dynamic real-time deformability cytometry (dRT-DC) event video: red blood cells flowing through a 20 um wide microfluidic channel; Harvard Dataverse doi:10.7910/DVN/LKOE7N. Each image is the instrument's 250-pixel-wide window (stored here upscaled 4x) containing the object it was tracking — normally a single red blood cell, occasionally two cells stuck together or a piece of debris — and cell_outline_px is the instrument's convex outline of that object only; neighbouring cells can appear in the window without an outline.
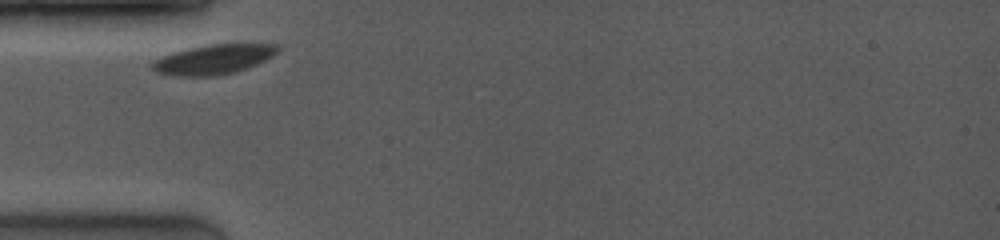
{"species": "common noctule bat (a hibernating species)", "species_latin": "Nyctalus noctula", "temperature_condition": "room temperature", "stored_images_in_passage": 12, "camera_frame_rate_fps": 4000, "um_per_image_px": 0.085, "animal": {"sex": "female", "body_mass_g": 19.0, "forearm_length_mm": 53.3}, "frame": {"image": 1, "passage_image": 1, "time_ms": 0.0, "image_size_px": [1000, 240], "cell_outline_px": [[280, 48], [272, 56], [256, 64], [236, 72], [216, 76], [176, 76], [156, 72], [148, 64], [152, 60], [160, 56], [172, 52], [188, 48], [208, 44], [280, 44]], "centroid_in_image_um": [18.08, 5.05], "position_along_channel_um": 66.9, "area_um2": 21.91}}
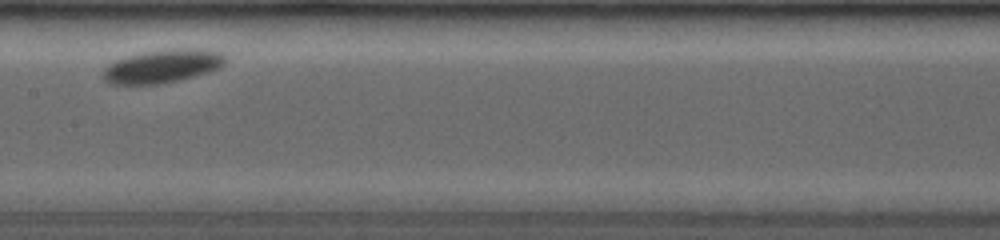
{"frame": {"image": 2, "passage_image": 7, "time_ms": 3.5, "image_size_px": [1000, 240], "cell_outline_px": [[228, 60], [224, 64], [208, 72], [180, 80], [164, 84], [108, 84], [104, 80], [104, 68], [108, 64], [116, 60], [128, 56], [144, 52], [192, 48], [224, 52], [228, 56]], "centroid_in_image_um": [13.85, 5.64], "position_along_channel_um": 193.6, "area_um2": 23.64}}
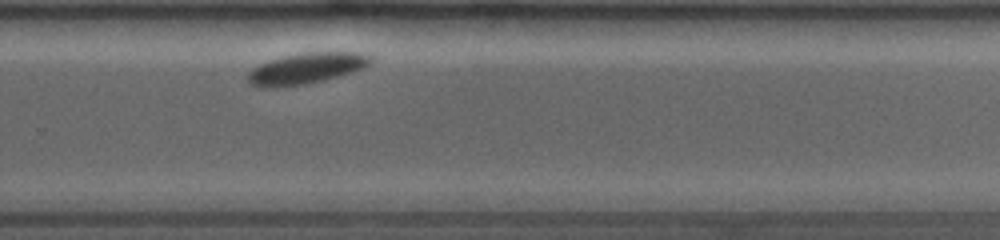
{"frame": {"image": 3, "passage_image": 12, "time_ms": 6.5, "image_size_px": [1000, 240], "cell_outline_px": [[372, 60], [368, 64], [360, 68], [324, 80], [308, 84], [252, 84], [248, 80], [248, 72], [252, 68], [260, 64], [272, 60], [304, 52], [364, 52], [372, 56]], "centroid_in_image_um": [26.13, 5.75], "position_along_channel_um": 303.7, "area_um2": 20.87}}